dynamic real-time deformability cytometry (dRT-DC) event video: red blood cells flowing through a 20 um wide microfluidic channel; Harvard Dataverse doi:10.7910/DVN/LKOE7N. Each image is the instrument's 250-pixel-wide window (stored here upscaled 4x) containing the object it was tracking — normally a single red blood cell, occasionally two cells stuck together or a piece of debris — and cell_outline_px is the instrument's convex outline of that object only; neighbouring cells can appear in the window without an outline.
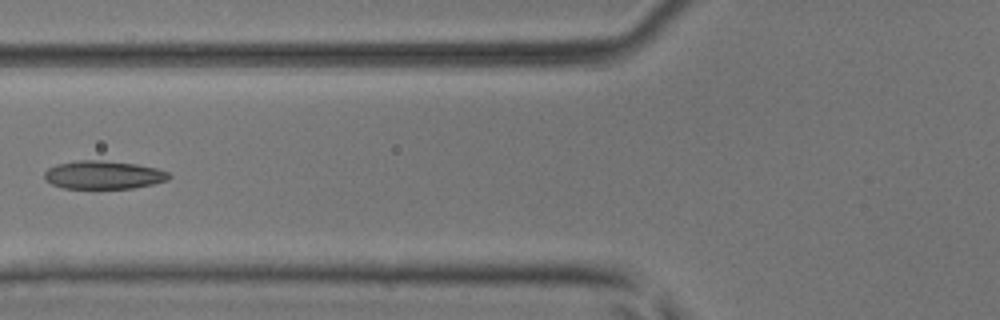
{"species": "common noctule bat (a hibernating species)", "species_latin": "Nyctalus noctula", "temperature_condition": "room temperature", "stored_images_in_passage": 5, "camera_frame_rate_fps": 3000, "um_per_image_px": 0.085, "animal": {"sex": "male", "body_mass_g": 17.9, "forearm_length_mm": 54.2}, "frame": {"image": 1, "passage_image": 5, "time_ms": 1.333, "image_size_px": [1000, 320], "cell_outline_px": [[172, 176], [168, 180], [152, 184], [132, 188], [64, 188], [52, 184], [44, 180], [44, 172], [48, 168], [56, 164], [76, 160], [100, 160], [136, 164], [156, 168], [168, 172]], "centroid_in_image_um": [8.77, 14.86], "position_along_channel_um": 117.0, "area_um2": 20.52}}